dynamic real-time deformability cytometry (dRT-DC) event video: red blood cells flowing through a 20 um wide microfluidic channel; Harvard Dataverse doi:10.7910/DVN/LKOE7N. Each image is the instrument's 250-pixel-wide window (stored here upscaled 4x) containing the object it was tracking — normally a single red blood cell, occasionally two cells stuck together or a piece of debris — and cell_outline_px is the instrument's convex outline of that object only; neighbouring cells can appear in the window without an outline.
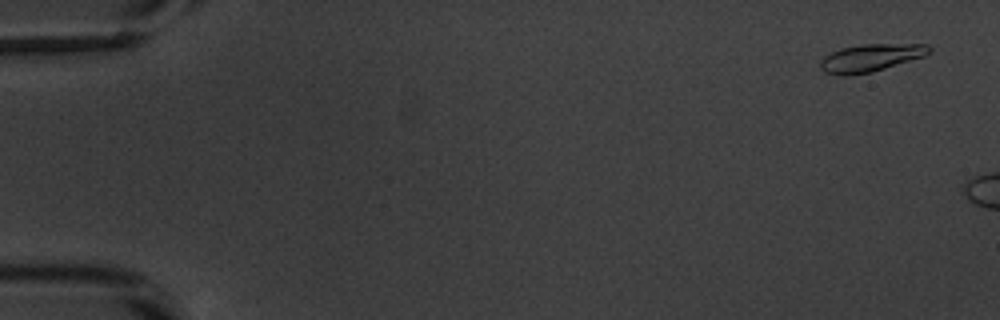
{"species": "common noctule bat (a hibernating species)", "species_latin": "Nyctalus noctula", "temperature_condition": "warm", "stored_images_in_passage": 15, "camera_frame_rate_fps": 3000, "um_per_image_px": 0.085, "animal": {"sex": "male", "body_mass_g": 20.1, "forearm_length_mm": 53.5}, "frame": {"image": 1, "passage_image": 3, "time_ms": 0.667, "image_size_px": [1000, 320], "cell_outline_px": [[932, 48], [924, 56], [872, 72], [844, 76], [840, 76], [824, 72], [820, 68], [820, 60], [824, 56], [840, 48], [860, 44], [928, 44]], "centroid_in_image_um": [73.96, 4.91], "position_along_channel_um": 11.0, "area_um2": 17.51}}